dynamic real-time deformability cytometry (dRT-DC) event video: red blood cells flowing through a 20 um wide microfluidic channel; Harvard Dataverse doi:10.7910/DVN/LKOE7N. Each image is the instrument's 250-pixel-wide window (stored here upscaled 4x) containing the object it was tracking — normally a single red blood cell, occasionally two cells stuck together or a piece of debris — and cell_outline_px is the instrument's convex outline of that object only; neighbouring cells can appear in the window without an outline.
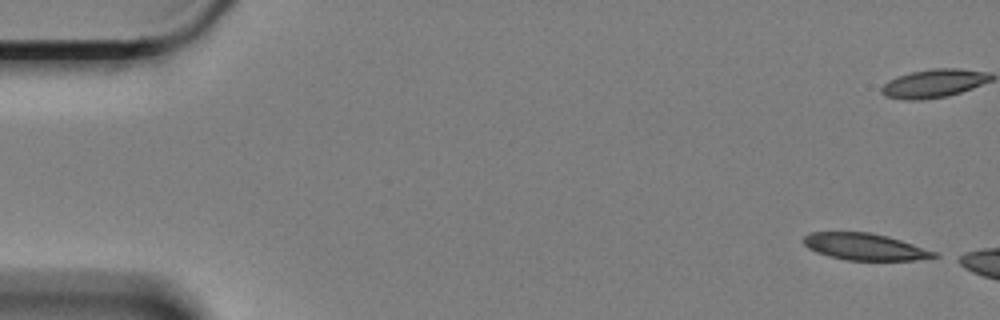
{"species": "Egyptian fruit bat (a non-hibernating species)", "species_latin": "Rousettus aegyptiacus", "temperature_condition": "cold", "stored_images_in_passage": 7, "camera_frame_rate_fps": 3000, "um_per_image_px": 0.085, "animal": {"sex": "female"}, "frame": {"image": 1, "passage_image": 1, "time_ms": 0.0, "image_size_px": [1000, 320], "cell_outline_px": [[940, 256], [916, 260], [848, 260], [828, 256], [816, 252], [808, 248], [800, 240], [804, 236], [812, 232], [872, 232], [888, 236], [936, 252]], "centroid_in_image_um": [73.47, 20.97], "position_along_channel_um": 11.5, "area_um2": 20.35}}